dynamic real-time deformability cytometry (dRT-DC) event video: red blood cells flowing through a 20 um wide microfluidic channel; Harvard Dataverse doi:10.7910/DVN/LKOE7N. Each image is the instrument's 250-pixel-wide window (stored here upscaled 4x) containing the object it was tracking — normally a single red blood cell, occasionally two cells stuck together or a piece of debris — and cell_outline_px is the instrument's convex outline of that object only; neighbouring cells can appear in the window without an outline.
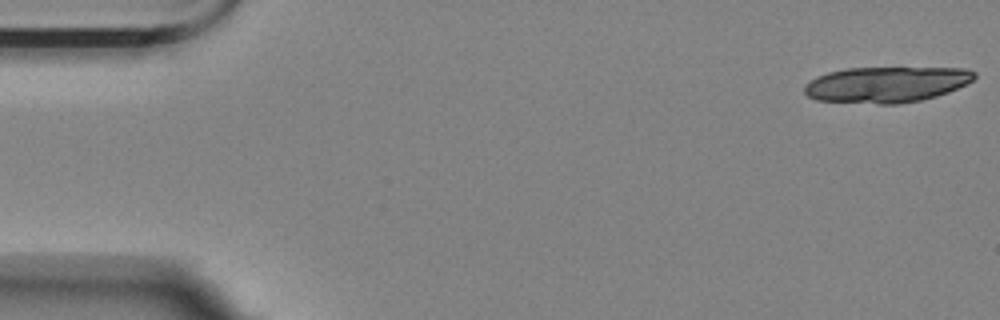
{"species": "Egyptian fruit bat (a non-hibernating species)", "species_latin": "Rousettus aegyptiacus", "temperature_condition": "room temperature", "stored_images_in_passage": 16, "camera_frame_rate_fps": 3000, "um_per_image_px": 0.085, "animal": {"sex": "female"}, "frame": {"image": 1, "passage_image": 1, "time_ms": 0.0, "image_size_px": [1000, 320], "cell_outline_px": [[976, 76], [972, 80], [948, 92], [936, 96], [920, 100], [900, 104], [880, 104], [816, 100], [808, 96], [804, 92], [804, 84], [816, 76], [828, 72], [848, 68], [964, 68], [976, 72]], "centroid_in_image_um": [75.31, 7.18], "position_along_channel_um": 9.7, "area_um2": 35.43}}